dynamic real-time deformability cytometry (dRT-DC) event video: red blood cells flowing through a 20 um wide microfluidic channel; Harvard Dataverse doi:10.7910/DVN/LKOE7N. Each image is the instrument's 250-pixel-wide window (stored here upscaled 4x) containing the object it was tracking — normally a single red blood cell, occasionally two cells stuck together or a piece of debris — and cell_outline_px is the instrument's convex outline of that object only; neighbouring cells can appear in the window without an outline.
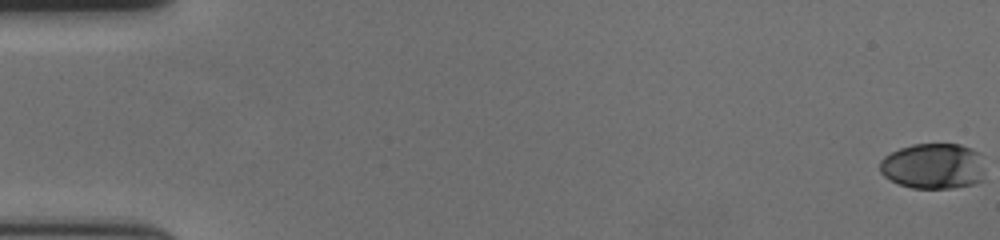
{"species": "human", "species_latin": "Homo sapiens", "temperature_condition": "cold", "stored_images_in_passage": 60, "camera_frame_rate_fps": 3000, "um_per_image_px": 0.085, "donor": {"sex": "female"}, "frame": {"image": 1, "passage_image": 1, "time_ms": 0.0, "image_size_px": [1000, 240], "cell_outline_px": [[984, 180], [972, 184], [952, 188], [912, 188], [900, 184], [884, 176], [880, 172], [880, 160], [884, 156], [900, 148], [912, 144], [960, 144], [972, 148], [980, 152], [984, 172]], "centroid_in_image_um": [79.36, 14.11], "position_along_channel_um": 5.6, "area_um2": 28.21}}
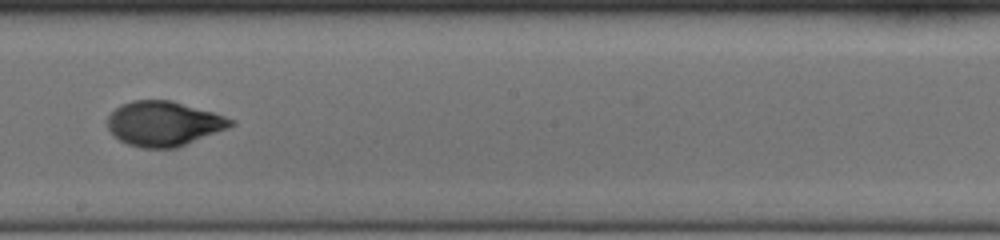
{"frame": {"image": 2, "passage_image": 35, "time_ms": 11.333, "image_size_px": [1000, 240], "cell_outline_px": [[236, 124], [228, 128], [176, 148], [140, 148], [128, 144], [120, 140], [108, 128], [108, 116], [120, 104], [132, 100], [172, 100], [212, 112], [236, 120]], "centroid_in_image_um": [13.93, 10.5], "position_along_channel_um": 234.3, "area_um2": 32.08}}
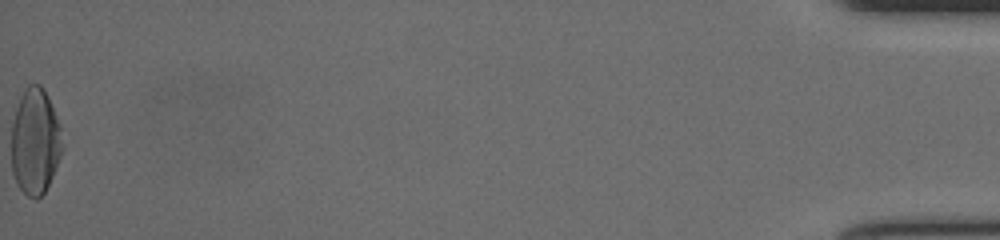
{"frame": {"image": 3, "passage_image": 60, "time_ms": 19.667, "image_size_px": [1000, 240], "cell_outline_px": [[64, 148], [52, 176], [44, 192], [36, 200], [28, 196], [16, 184], [12, 172], [12, 124], [16, 108], [20, 96], [24, 88], [28, 84], [40, 84], [48, 96], [56, 116], [60, 128]], "centroid_in_image_um": [2.98, 12.02], "position_along_channel_um": 432.2, "area_um2": 31.5}, "authors_computed_cell_mechanics": {"area_um2": 30.8074, "velocity_mm_per_s": 3.6146, "shape_relaxation_time_tau1_ms": 4.4763, "shape_relaxation_time_tau2_ms": 1.0077, "deformation_change_tau1": 0.1957, "deformation_change_tau2": 0.0471}}